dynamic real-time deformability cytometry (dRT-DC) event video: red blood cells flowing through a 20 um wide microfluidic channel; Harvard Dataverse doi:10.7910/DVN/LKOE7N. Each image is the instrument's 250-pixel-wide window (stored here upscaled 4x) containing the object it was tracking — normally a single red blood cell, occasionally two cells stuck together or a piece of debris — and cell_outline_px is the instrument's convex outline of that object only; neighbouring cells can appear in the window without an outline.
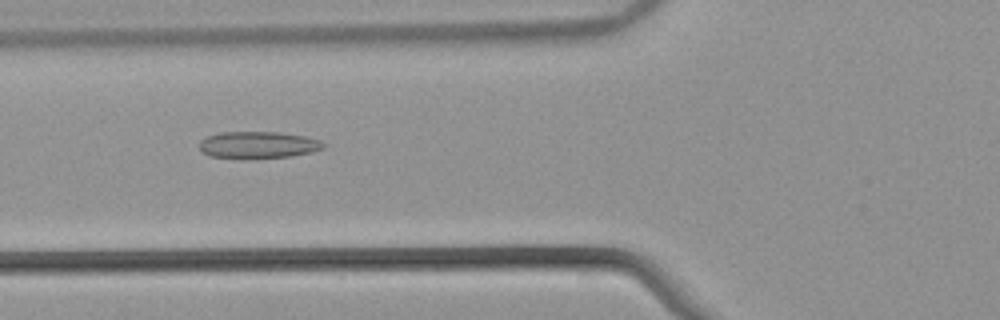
{"species": "common noctule bat (a hibernating species)", "species_latin": "Nyctalus noctula", "temperature_condition": "warm", "stored_images_in_passage": 46, "camera_frame_rate_fps": 3000, "um_per_image_px": 0.085, "animal": {"sex": "male", "body_mass_g": 21.5, "forearm_length_mm": 52.0}, "frame": {"image": 1, "passage_image": 13, "time_ms": 4.0, "image_size_px": [1000, 320], "cell_outline_px": [[324, 148], [312, 152], [288, 156], [244, 160], [240, 160], [208, 156], [200, 148], [200, 140], [208, 136], [220, 132], [280, 132], [304, 136], [320, 140], [324, 144]], "centroid_in_image_um": [21.9, 12.34], "position_along_channel_um": 103.9, "area_um2": 19.77}}
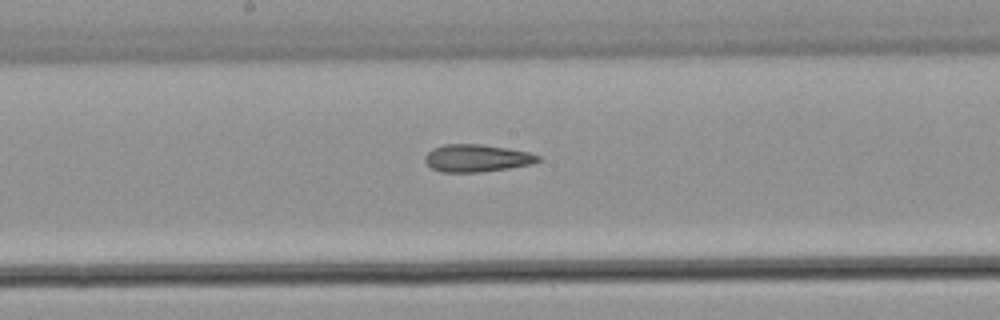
{"frame": {"image": 2, "passage_image": 21, "time_ms": 6.667, "image_size_px": [1000, 320], "cell_outline_px": [[544, 160], [532, 164], [508, 168], [480, 172], [440, 172], [432, 168], [424, 160], [424, 156], [432, 148], [444, 144], [480, 144], [508, 148], [528, 152], [540, 156]], "centroid_in_image_um": [40.54, 13.44], "position_along_channel_um": 207.7, "area_um2": 18.21}}
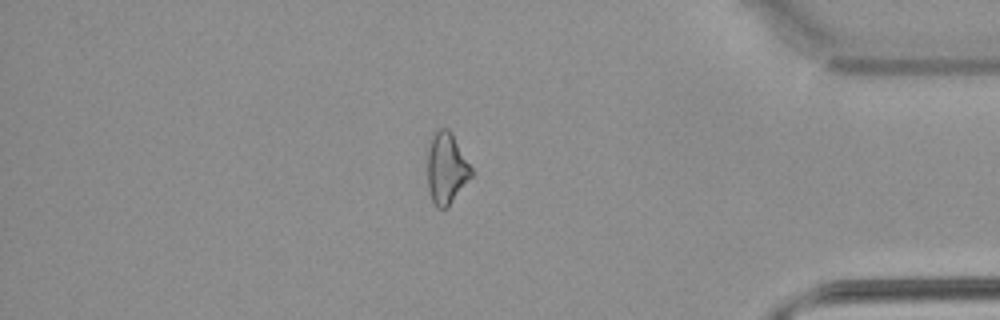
{"frame": {"image": 3, "passage_image": 38, "time_ms": 12.333, "image_size_px": [1000, 320], "cell_outline_px": [[472, 176], [448, 208], [436, 208], [432, 200], [428, 188], [428, 148], [432, 136], [440, 128], [448, 128], [452, 132], [472, 168]], "centroid_in_image_um": [37.95, 14.32], "position_along_channel_um": 397.2, "area_um2": 18.26}, "authors_computed_cell_mechanics": {"area_um2": 18.8717, "velocity_mm_per_s": 3.8873, "shape_relaxation_time_tau1_ms": null, "shape_relaxation_time_tau2_ms": 4.1465, "deformation_change_tau1": null, "deformation_change_tau2": 0.151}}